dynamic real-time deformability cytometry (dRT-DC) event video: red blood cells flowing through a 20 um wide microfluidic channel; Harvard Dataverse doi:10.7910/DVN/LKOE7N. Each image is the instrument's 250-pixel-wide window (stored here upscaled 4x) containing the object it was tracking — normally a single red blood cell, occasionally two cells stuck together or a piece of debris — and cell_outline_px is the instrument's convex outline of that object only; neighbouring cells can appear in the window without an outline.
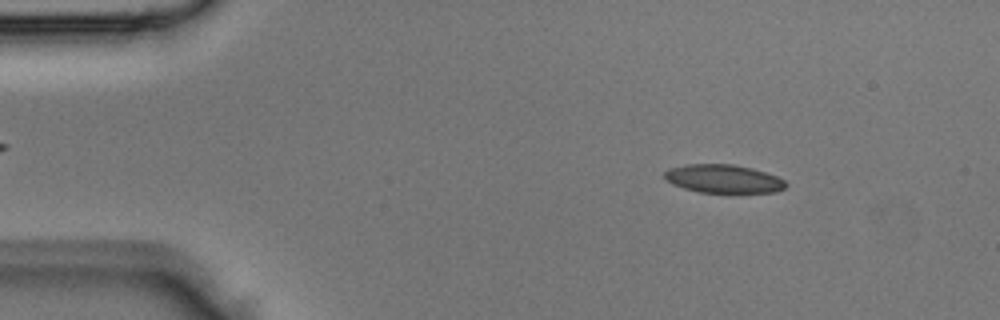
{"species": "Egyptian fruit bat (a non-hibernating species)", "species_latin": "Rousettus aegyptiacus", "temperature_condition": "room temperature", "stored_images_in_passage": 2, "camera_frame_rate_fps": 3000, "um_per_image_px": 0.085, "animal": {"sex": "male"}, "frame": {"image": 1, "passage_image": 1, "time_ms": 0.0, "image_size_px": [1000, 320], "cell_outline_px": [[788, 184], [784, 188], [776, 192], [736, 196], [732, 196], [700, 192], [684, 188], [672, 184], [664, 176], [664, 172], [668, 168], [688, 164], [732, 164], [752, 168], [776, 176], [784, 180]], "centroid_in_image_um": [61.54, 15.26], "position_along_channel_um": 23.5, "area_um2": 21.04}}